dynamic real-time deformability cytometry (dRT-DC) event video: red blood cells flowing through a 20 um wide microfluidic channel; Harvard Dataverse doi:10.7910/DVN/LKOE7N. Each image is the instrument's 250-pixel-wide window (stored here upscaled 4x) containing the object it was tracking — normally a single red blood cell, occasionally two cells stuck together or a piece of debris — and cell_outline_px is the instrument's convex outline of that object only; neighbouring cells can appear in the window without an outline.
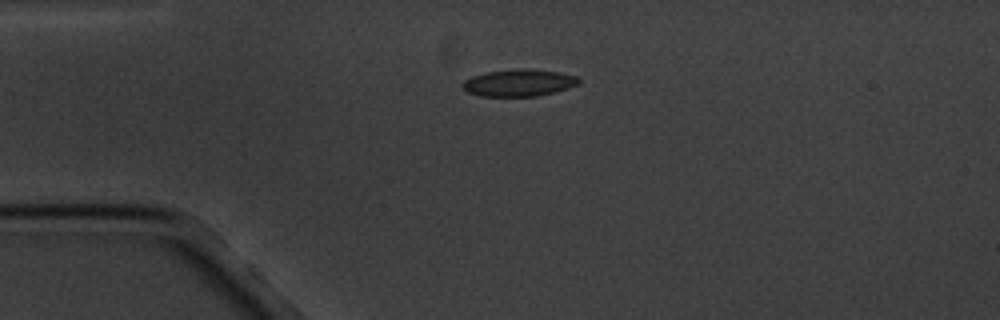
{"species": "common noctule bat (a hibernating species)", "species_latin": "Nyctalus noctula", "temperature_condition": "cold", "stored_images_in_passage": 2, "camera_frame_rate_fps": 3000, "um_per_image_px": 0.085, "animal": {"sex": "male", "body_mass_g": 20.1, "forearm_length_mm": 53.5}, "frame": {"image": 1, "passage_image": 1, "time_ms": 0.0, "image_size_px": [1000, 320], "cell_outline_px": [[580, 84], [568, 88], [536, 96], [480, 96], [468, 92], [460, 84], [464, 80], [472, 76], [484, 72], [516, 68], [532, 68], [560, 72], [576, 76], [580, 80]], "centroid_in_image_um": [44.1, 7.02], "position_along_channel_um": 40.9, "area_um2": 18.5}}